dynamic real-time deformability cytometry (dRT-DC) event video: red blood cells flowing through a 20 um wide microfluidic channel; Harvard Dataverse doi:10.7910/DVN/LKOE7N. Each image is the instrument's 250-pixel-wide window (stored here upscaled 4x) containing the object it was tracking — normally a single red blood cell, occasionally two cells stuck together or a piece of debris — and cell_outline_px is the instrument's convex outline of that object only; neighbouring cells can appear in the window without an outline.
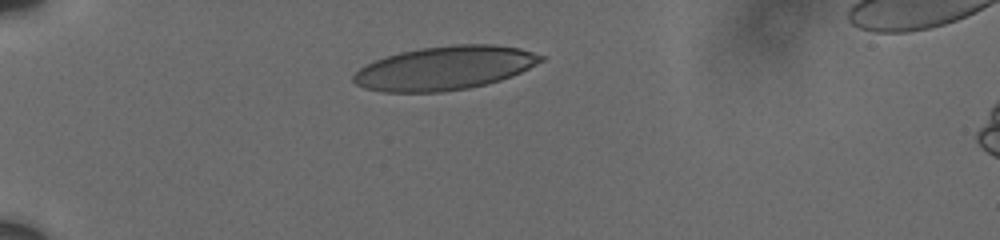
{"species": "human", "species_latin": "Homo sapiens", "temperature_condition": "cold", "stored_images_in_passage": 4, "camera_frame_rate_fps": 3000, "um_per_image_px": 0.085, "donor": {"sex": "male"}, "frame": {"image": 1, "passage_image": 1, "time_ms": 0.0, "image_size_px": [1000, 240], "cell_outline_px": [[544, 60], [512, 76], [500, 80], [468, 88], [444, 92], [380, 92], [364, 88], [356, 84], [352, 80], [352, 76], [360, 68], [376, 60], [400, 52], [420, 48], [452, 44], [496, 44], [520, 48], [544, 56]], "centroid_in_image_um": [37.79, 5.78], "position_along_channel_um": 47.2, "area_um2": 47.69}}
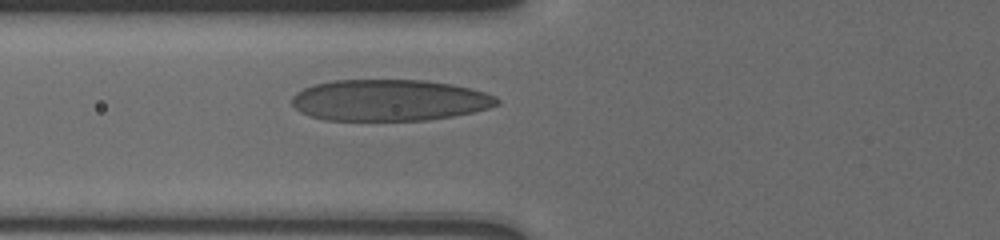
{"frame": {"image": 2, "passage_image": 4, "time_ms": 2.333, "image_size_px": [1000, 240], "cell_outline_px": [[500, 104], [488, 108], [472, 112], [452, 116], [428, 120], [324, 120], [308, 116], [300, 112], [292, 104], [292, 96], [296, 92], [304, 88], [316, 84], [332, 80], [424, 80], [452, 84], [472, 88], [496, 96], [500, 100]], "centroid_in_image_um": [33.1, 8.52], "position_along_channel_um": 92.7, "area_um2": 49.65}}